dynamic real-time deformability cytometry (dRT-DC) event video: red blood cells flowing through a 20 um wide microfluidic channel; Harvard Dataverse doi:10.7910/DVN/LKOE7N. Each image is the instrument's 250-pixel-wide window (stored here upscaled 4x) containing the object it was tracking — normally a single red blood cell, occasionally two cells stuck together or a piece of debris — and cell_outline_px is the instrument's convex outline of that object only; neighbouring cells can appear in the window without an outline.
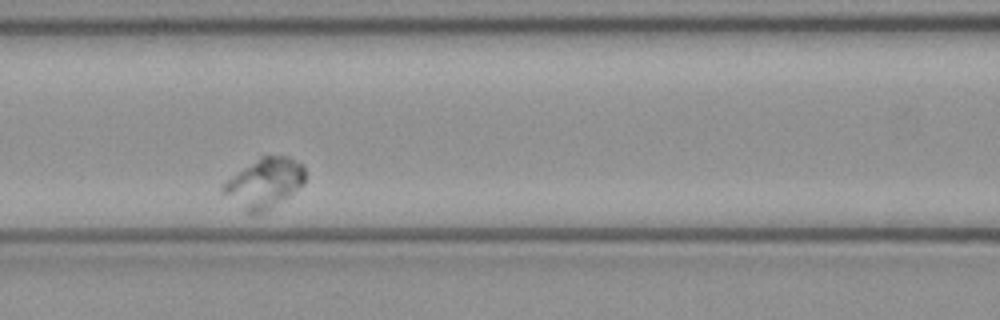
{"species": "common noctule bat (a hibernating species)", "species_latin": "Nyctalus noctula", "temperature_condition": "cold", "stored_images_in_passage": 13, "segment_of_instrument_passage": [1, 2], "camera_frame_rate_fps": 3000, "um_per_image_px": 0.085, "animal": {"sex": "female", "body_mass_g": 21.9}, "frame": {"image": 1, "passage_image": 4, "time_ms": 1.0, "image_size_px": [1000, 320], "cell_outline_px": [[304, 184], [288, 196], [264, 212], [256, 216], [252, 216], [220, 192], [220, 188], [228, 180], [260, 156], [288, 156], [300, 164], [304, 168]], "centroid_in_image_um": [22.46, 15.59], "position_along_channel_um": 144.1, "area_um2": 23.41}}
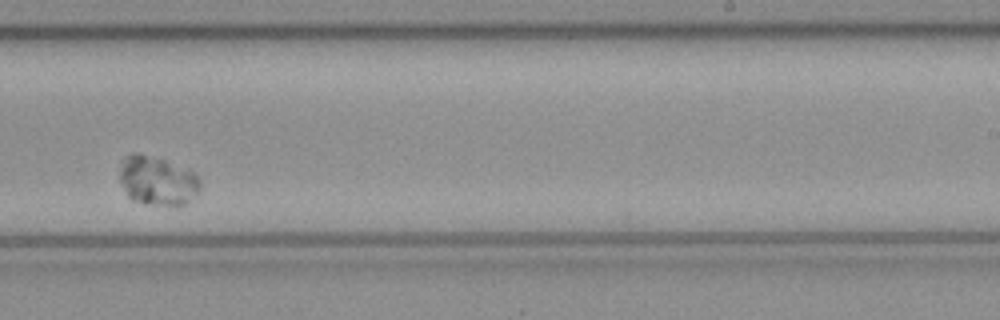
{"frame": {"image": 2, "passage_image": 7, "time_ms": 2.0, "image_size_px": [1000, 320], "cell_outline_px": [[200, 188], [184, 204], [144, 204], [132, 200], [128, 196], [120, 180], [120, 168], [124, 156], [132, 152], [136, 152], [164, 160], [196, 172], [200, 180]], "centroid_in_image_um": [13.35, 15.33], "position_along_channel_um": 275.7, "area_um2": 22.72}}
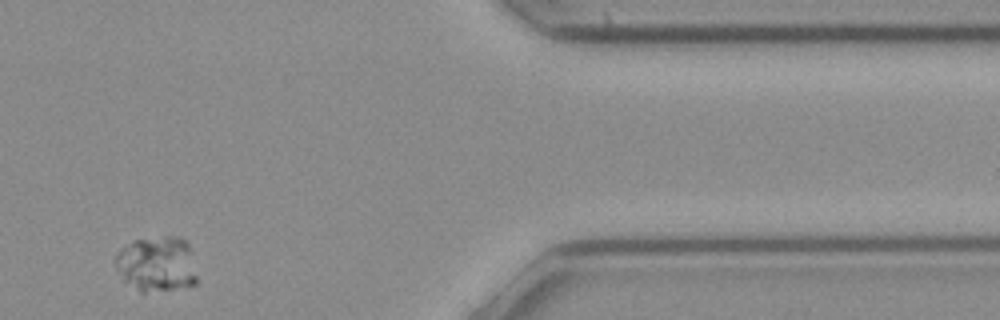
{"frame": {"image": 3, "passage_image": 10, "time_ms": 3.0, "image_size_px": [1000, 320], "cell_outline_px": [[196, 284], [172, 288], [144, 292], [140, 292], [124, 280], [116, 268], [112, 260], [120, 248], [132, 240], [164, 236], [180, 236], [188, 244], [196, 276]], "centroid_in_image_um": [13.26, 22.41], "position_along_channel_um": 398.1, "area_um2": 26.18}}